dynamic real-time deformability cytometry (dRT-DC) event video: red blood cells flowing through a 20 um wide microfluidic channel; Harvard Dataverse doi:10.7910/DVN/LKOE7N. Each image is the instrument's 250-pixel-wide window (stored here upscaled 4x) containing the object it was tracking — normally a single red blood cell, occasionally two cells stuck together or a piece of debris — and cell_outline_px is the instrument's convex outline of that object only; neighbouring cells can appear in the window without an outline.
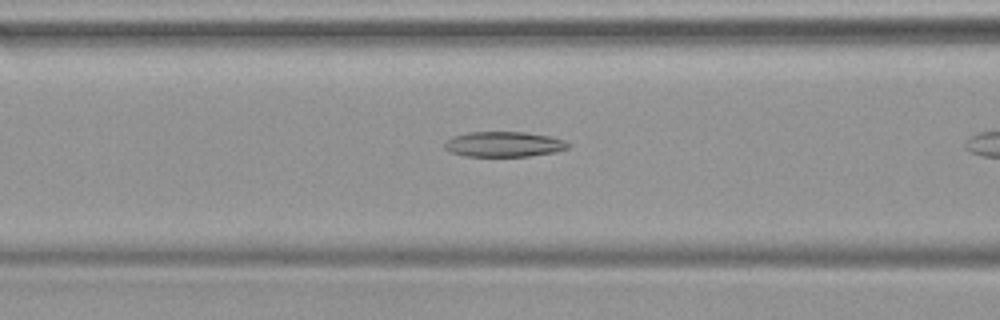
{"species": "common noctule bat (a hibernating species)", "species_latin": "Nyctalus noctula", "temperature_condition": "warm", "stored_images_in_passage": 13, "camera_frame_rate_fps": 3000, "um_per_image_px": 0.085, "animal": {"sex": "female", "body_mass_g": 19.9}, "frame": {"image": 1, "passage_image": 6, "time_ms": 1.667, "image_size_px": [1000, 320], "cell_outline_px": [[572, 144], [568, 148], [556, 152], [528, 156], [464, 156], [448, 152], [444, 148], [444, 144], [452, 136], [468, 132], [524, 132], [548, 136], [564, 140]], "centroid_in_image_um": [42.81, 12.26], "position_along_channel_um": 123.8, "area_um2": 18.26}}